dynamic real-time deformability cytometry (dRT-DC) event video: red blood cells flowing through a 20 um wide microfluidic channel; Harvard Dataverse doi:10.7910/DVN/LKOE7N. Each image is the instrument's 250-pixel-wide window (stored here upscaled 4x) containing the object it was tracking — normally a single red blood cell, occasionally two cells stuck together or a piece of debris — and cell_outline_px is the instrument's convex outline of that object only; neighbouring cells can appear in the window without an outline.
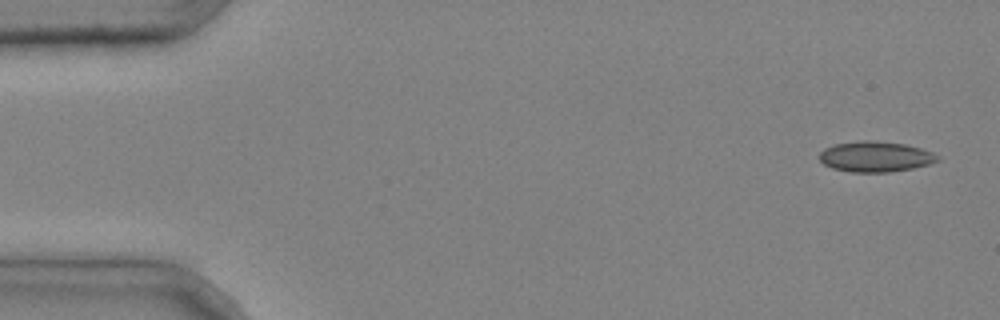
{"species": "common noctule bat (a hibernating species)", "species_latin": "Nyctalus noctula", "temperature_condition": "cold", "stored_images_in_passage": 4, "camera_frame_rate_fps": 3000, "um_per_image_px": 0.085, "animal": {"sex": "male", "body_mass_g": 20.4}, "frame": {"image": 1, "passage_image": 1, "time_ms": 0.0, "image_size_px": [1000, 320], "cell_outline_px": [[940, 160], [928, 164], [912, 168], [888, 172], [852, 172], [832, 168], [824, 164], [820, 160], [820, 152], [824, 148], [836, 144], [860, 140], [876, 140], [904, 144], [920, 148], [932, 152], [940, 156]], "centroid_in_image_um": [74.41, 13.31], "position_along_channel_um": 10.6, "area_um2": 20.98}}
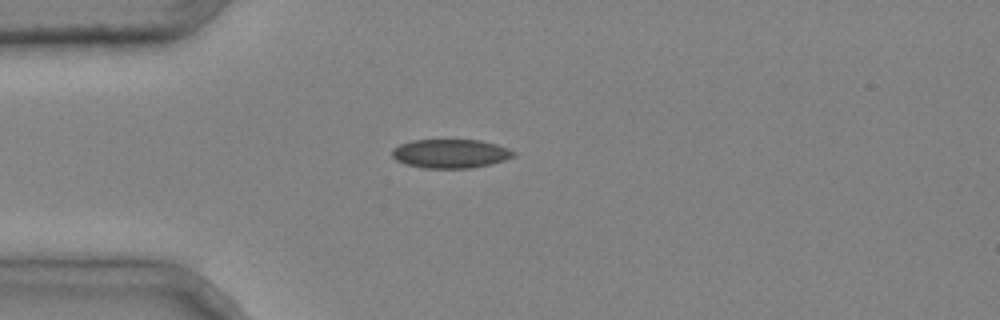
{"frame": {"image": 2, "passage_image": 4, "time_ms": 1.0, "image_size_px": [1000, 320], "cell_outline_px": [[516, 156], [492, 164], [472, 168], [420, 168], [404, 164], [396, 160], [392, 156], [392, 148], [400, 144], [412, 140], [480, 140], [496, 144], [508, 148], [516, 152]], "centroid_in_image_um": [38.29, 13.06], "position_along_channel_um": 46.7, "area_um2": 20.69}}